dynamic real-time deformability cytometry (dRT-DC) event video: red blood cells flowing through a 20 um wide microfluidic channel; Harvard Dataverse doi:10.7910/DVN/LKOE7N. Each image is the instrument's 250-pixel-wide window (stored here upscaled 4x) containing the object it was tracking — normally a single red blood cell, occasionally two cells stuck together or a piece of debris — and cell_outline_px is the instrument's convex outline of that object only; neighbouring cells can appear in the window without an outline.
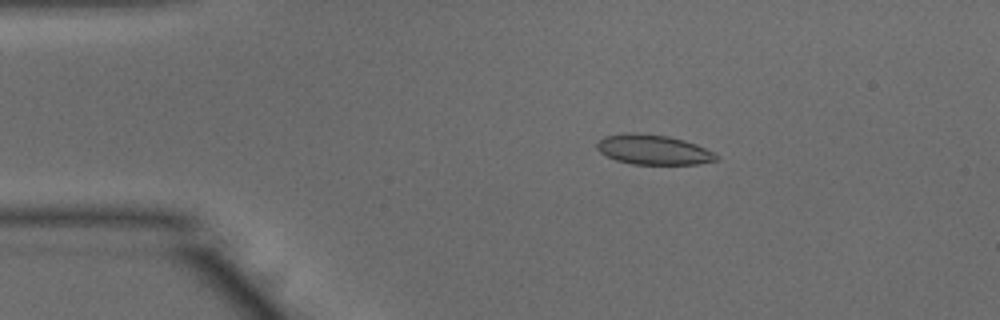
{"species": "common noctule bat (a hibernating species)", "species_latin": "Nyctalus noctula", "temperature_condition": "warm", "stored_images_in_passage": 51, "camera_frame_rate_fps": 3000, "um_per_image_px": 0.085, "animal": {"sex": "male", "body_mass_g": 15.6}, "frame": {"image": 1, "passage_image": 9, "time_ms": 2.667, "image_size_px": [1000, 320], "cell_outline_px": [[720, 156], [716, 160], [696, 164], [632, 164], [616, 160], [600, 152], [596, 148], [596, 144], [604, 136], [628, 132], [636, 132], [668, 136], [684, 140], [696, 144], [716, 152]], "centroid_in_image_um": [55.55, 12.71], "position_along_channel_um": 29.5, "area_um2": 20.87}}
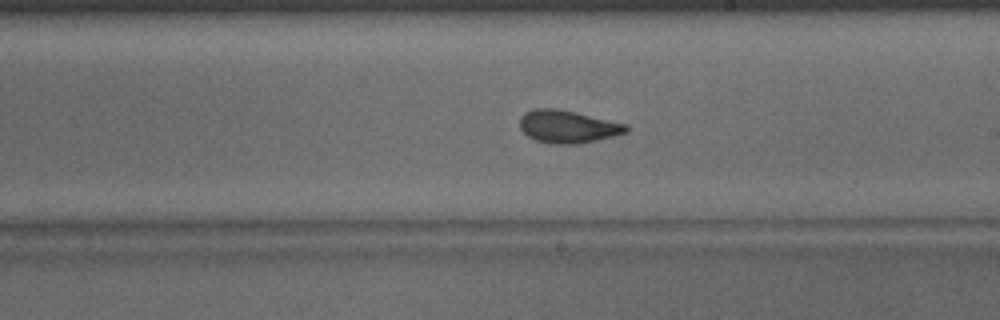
{"frame": {"image": 2, "passage_image": 29, "time_ms": 9.333, "image_size_px": [1000, 320], "cell_outline_px": [[628, 132], [616, 136], [580, 144], [552, 144], [536, 140], [528, 136], [520, 128], [520, 116], [524, 112], [532, 108], [556, 108], [576, 112], [628, 124]], "centroid_in_image_um": [48.27, 10.76], "position_along_channel_um": 240.7, "area_um2": 20.58}}
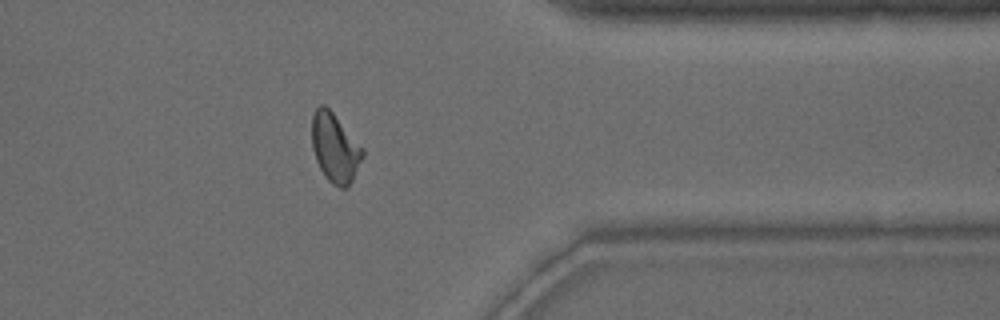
{"frame": {"image": 3, "passage_image": 41, "time_ms": 13.333, "image_size_px": [1000, 320], "cell_outline_px": [[364, 156], [352, 180], [344, 188], [340, 188], [332, 184], [324, 176], [316, 160], [312, 148], [312, 116], [316, 108], [320, 104], [324, 104], [332, 112], [364, 148]], "centroid_in_image_um": [28.47, 12.56], "position_along_channel_um": 382.9, "area_um2": 20.35}, "authors_computed_cell_mechanics": {"area_um2": 20.23, "velocity_mm_per_s": 3.8958, "shape_relaxation_time_tau1_ms": 7.6648, "shape_relaxation_time_tau2_ms": 1.3333, "deformation_change_tau1": 0.1778, "deformation_change_tau2": 0.0746}}